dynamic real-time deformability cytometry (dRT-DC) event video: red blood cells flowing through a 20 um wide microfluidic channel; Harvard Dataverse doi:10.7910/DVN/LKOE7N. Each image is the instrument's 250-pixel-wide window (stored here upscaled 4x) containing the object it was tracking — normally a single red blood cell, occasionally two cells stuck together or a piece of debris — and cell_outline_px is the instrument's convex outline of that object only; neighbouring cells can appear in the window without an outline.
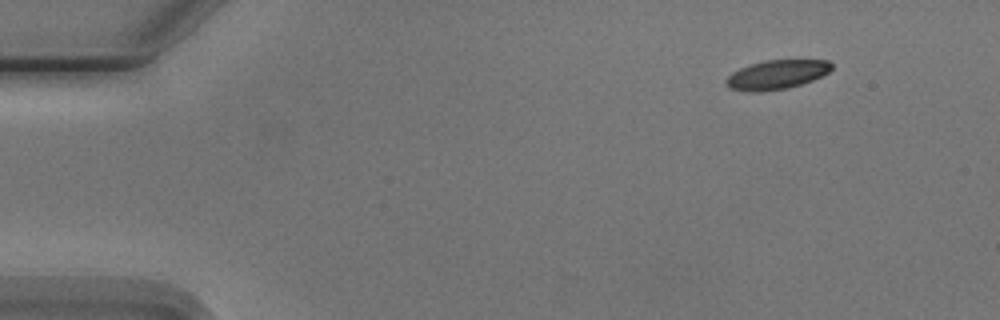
{"species": "Egyptian fruit bat (a non-hibernating species)", "species_latin": "Rousettus aegyptiacus", "temperature_condition": "cold", "stored_images_in_passage": 2, "camera_frame_rate_fps": 3000, "um_per_image_px": 0.085, "animal": {"sex": "male"}, "frame": {"image": 1, "passage_image": 2, "time_ms": 2.0, "image_size_px": [1000, 320], "cell_outline_px": [[832, 68], [828, 72], [812, 80], [788, 88], [760, 92], [744, 92], [728, 88], [724, 84], [724, 80], [732, 72], [740, 68], [764, 60], [828, 60], [832, 64]], "centroid_in_image_um": [65.95, 6.36], "position_along_channel_um": 19.0, "area_um2": 18.03}}